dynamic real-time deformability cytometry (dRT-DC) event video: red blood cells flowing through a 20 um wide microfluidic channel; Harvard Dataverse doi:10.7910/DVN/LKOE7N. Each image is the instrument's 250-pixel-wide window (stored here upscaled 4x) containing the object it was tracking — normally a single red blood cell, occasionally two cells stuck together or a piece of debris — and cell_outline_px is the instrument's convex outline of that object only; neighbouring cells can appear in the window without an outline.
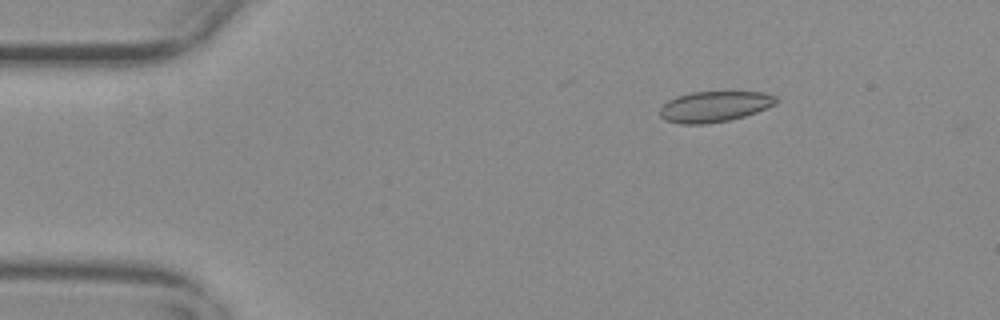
{"species": "common noctule bat (a hibernating species)", "species_latin": "Nyctalus noctula", "temperature_condition": "warm", "stored_images_in_passage": 40, "camera_frame_rate_fps": 3000, "um_per_image_px": 0.085, "animal": {"sex": "female", "body_mass_g": 29.2, "forearm_length_mm": 56.3}, "frame": {"image": 1, "passage_image": 2, "time_ms": 0.333, "image_size_px": [1000, 320], "cell_outline_px": [[780, 100], [776, 104], [756, 112], [744, 116], [728, 120], [704, 124], [680, 124], [664, 120], [660, 116], [660, 108], [668, 100], [676, 96], [692, 92], [764, 92], [776, 96]], "centroid_in_image_um": [60.73, 9.05], "position_along_channel_um": 24.3, "area_um2": 20.87}}
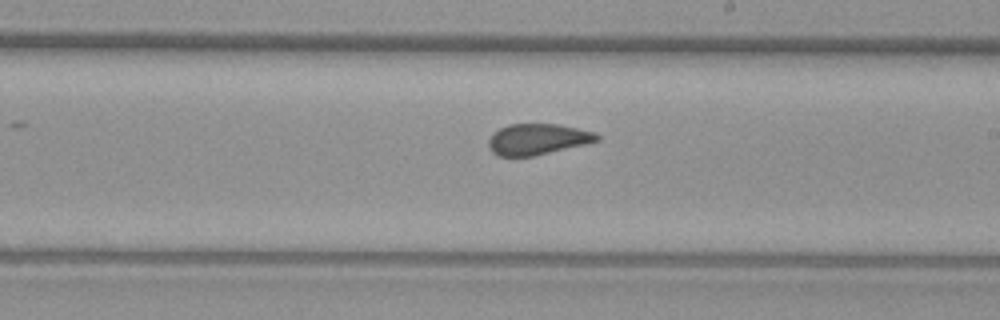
{"frame": {"image": 2, "passage_image": 26, "time_ms": 8.333, "image_size_px": [1000, 320], "cell_outline_px": [[600, 140], [588, 144], [536, 156], [500, 156], [492, 152], [488, 148], [488, 140], [492, 132], [508, 124], [556, 124], [596, 132], [600, 136]], "centroid_in_image_um": [45.7, 11.84], "position_along_channel_um": 243.3, "area_um2": 19.88}}
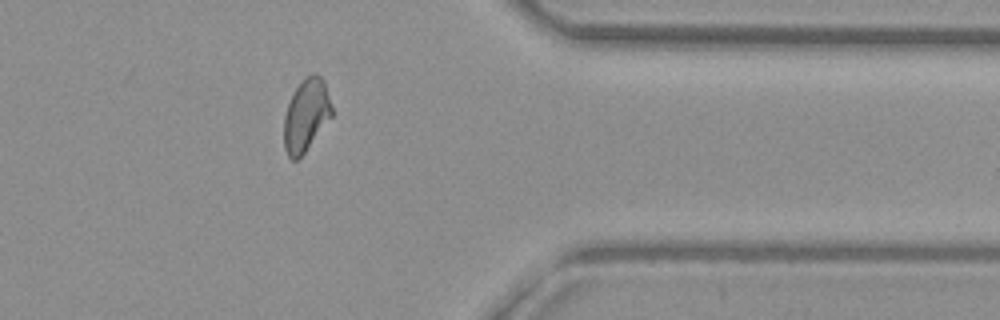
{"frame": {"image": 3, "passage_image": 39, "time_ms": 12.667, "image_size_px": [1000, 320], "cell_outline_px": [[332, 116], [304, 152], [296, 160], [292, 160], [288, 156], [284, 148], [284, 116], [288, 104], [296, 88], [304, 76], [312, 72], [320, 76], [324, 80], [332, 104]], "centroid_in_image_um": [26.02, 9.75], "position_along_channel_um": 385.4, "area_um2": 20.11}}